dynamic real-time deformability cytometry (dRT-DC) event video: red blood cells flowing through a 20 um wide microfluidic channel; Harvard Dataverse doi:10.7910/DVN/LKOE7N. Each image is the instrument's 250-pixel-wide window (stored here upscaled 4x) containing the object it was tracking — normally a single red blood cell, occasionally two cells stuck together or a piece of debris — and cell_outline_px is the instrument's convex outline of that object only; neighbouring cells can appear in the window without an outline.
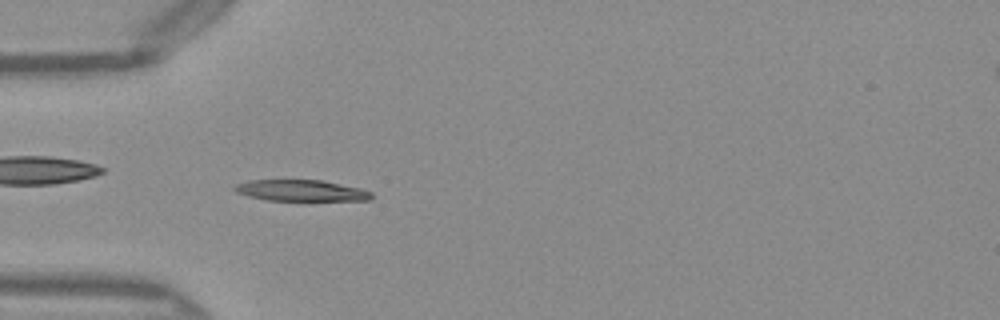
{"species": "Egyptian fruit bat (a non-hibernating species)", "species_latin": "Rousettus aegyptiacus", "temperature_condition": "warm", "stored_images_in_passage": 50, "camera_frame_rate_fps": 3000, "um_per_image_px": 0.085, "frame": {"image": 1, "passage_image": 15, "time_ms": 4.667, "image_size_px": [1000, 320], "cell_outline_px": [[372, 200], [268, 200], [248, 196], [236, 192], [232, 188], [236, 184], [248, 180], [320, 180], [360, 188], [372, 192]], "centroid_in_image_um": [25.57, 16.19], "position_along_channel_um": 59.4, "area_um2": 16.76}}
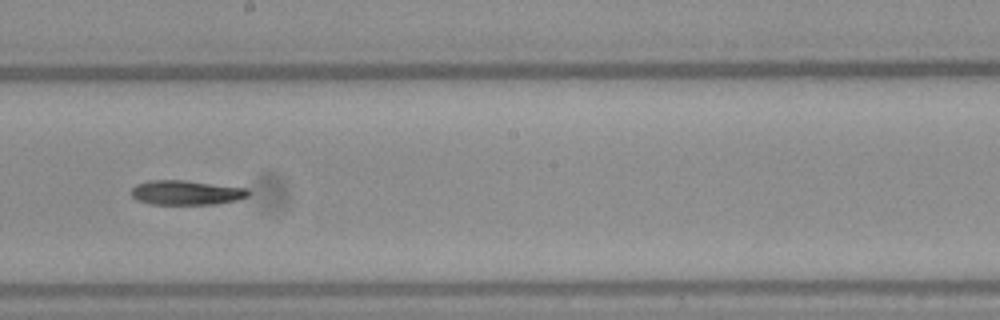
{"frame": {"image": 2, "passage_image": 28, "time_ms": 9.0, "image_size_px": [1000, 320], "cell_outline_px": [[248, 196], [236, 200], [216, 204], [152, 204], [136, 200], [132, 196], [132, 188], [136, 184], [148, 180], [184, 180], [248, 188]], "centroid_in_image_um": [15.81, 16.37], "position_along_channel_um": 232.4, "area_um2": 16.7}}
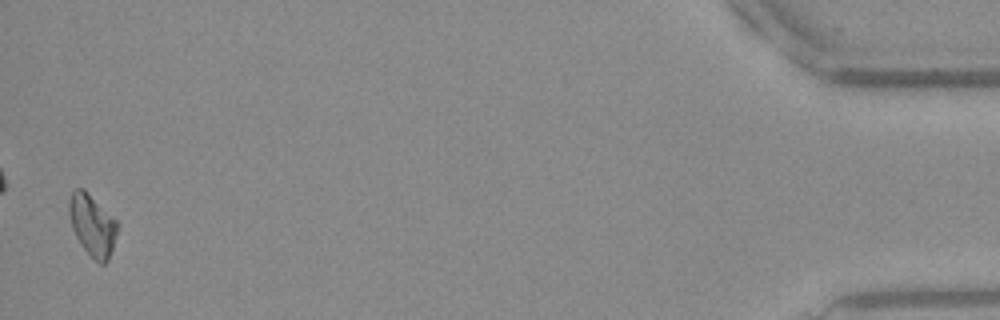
{"frame": {"image": 3, "passage_image": 49, "time_ms": 16.0, "image_size_px": [1000, 320], "cell_outline_px": [[120, 224], [108, 260], [104, 264], [100, 264], [84, 248], [76, 236], [72, 228], [68, 212], [68, 200], [72, 192], [76, 188], [84, 188]], "centroid_in_image_um": [7.85, 19.1], "position_along_channel_um": 427.4, "area_um2": 17.22}, "authors_computed_cell_mechanics": {"area_um2": 16.9932, "velocity_mm_per_s": 4.0673, "shape_relaxation_time_tau1_ms": 5.2027, "shape_relaxation_time_tau2_ms": null, "deformation_change_tau1": 0.1654, "deformation_change_tau2": null}}